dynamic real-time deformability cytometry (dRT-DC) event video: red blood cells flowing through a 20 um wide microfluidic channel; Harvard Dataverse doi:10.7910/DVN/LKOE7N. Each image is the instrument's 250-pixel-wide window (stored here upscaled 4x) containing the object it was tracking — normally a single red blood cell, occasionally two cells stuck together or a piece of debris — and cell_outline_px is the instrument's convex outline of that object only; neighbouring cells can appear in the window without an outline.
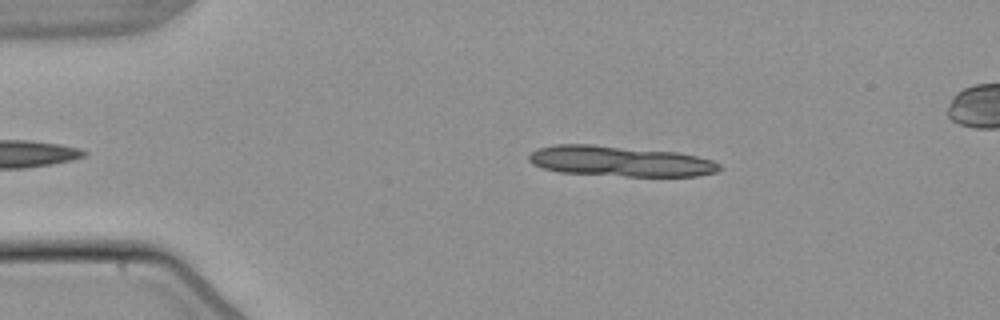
{"species": "common noctule bat (a hibernating species)", "species_latin": "Nyctalus noctula", "temperature_condition": "warm", "stored_images_in_passage": 12, "camera_frame_rate_fps": 3000, "um_per_image_px": 0.085, "animal": {"sex": "male", "body_mass_g": 21.5, "forearm_length_mm": 52.0}, "frame": {"image": 1, "passage_image": 7, "time_ms": 2.0, "image_size_px": [1000, 320], "cell_outline_px": [[724, 168], [716, 172], [696, 176], [628, 176], [560, 172], [544, 168], [532, 164], [528, 160], [528, 156], [536, 148], [556, 144], [592, 144], [680, 152], [712, 160], [720, 164]], "centroid_in_image_um": [52.72, 13.69], "position_along_channel_um": 32.3, "area_um2": 33.99}}